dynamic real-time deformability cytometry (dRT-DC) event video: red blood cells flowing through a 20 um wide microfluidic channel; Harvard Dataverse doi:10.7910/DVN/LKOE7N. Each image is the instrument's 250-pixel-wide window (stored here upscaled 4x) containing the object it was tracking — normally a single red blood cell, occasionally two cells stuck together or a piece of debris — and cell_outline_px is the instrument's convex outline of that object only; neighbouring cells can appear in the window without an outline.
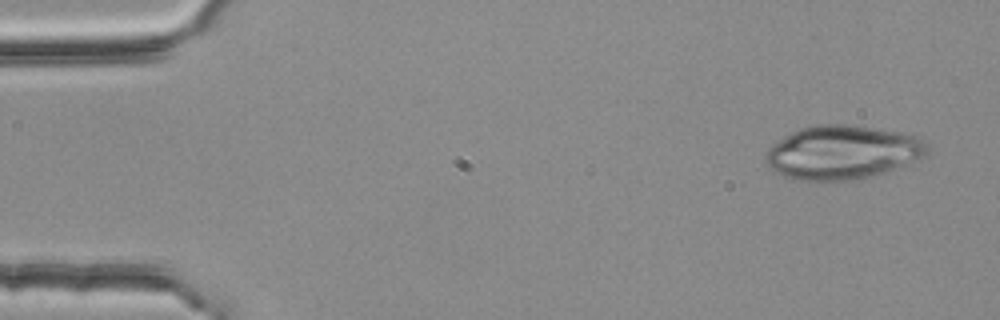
{"species": "common noctule bat (a hibernating species)", "species_latin": "Nyctalus noctula", "temperature_condition": "room temperature", "stored_images_in_passage": 3, "camera_frame_rate_fps": 3000, "um_per_image_px": 0.085, "animal": {"sex": "female", "body_mass_g": 25.1}, "frame": {"image": 1, "passage_image": 1, "time_ms": 0.0, "image_size_px": [1000, 320], "cell_outline_px": [[928, 152], [920, 160], [872, 176], [856, 180], [792, 180], [768, 168], [764, 160], [764, 156], [768, 148], [772, 144], [784, 136], [800, 128], [816, 124], [844, 124], [872, 128], [916, 136], [924, 140], [928, 144]], "centroid_in_image_um": [71.57, 12.96], "position_along_channel_um": 13.4, "area_um2": 50.81}}